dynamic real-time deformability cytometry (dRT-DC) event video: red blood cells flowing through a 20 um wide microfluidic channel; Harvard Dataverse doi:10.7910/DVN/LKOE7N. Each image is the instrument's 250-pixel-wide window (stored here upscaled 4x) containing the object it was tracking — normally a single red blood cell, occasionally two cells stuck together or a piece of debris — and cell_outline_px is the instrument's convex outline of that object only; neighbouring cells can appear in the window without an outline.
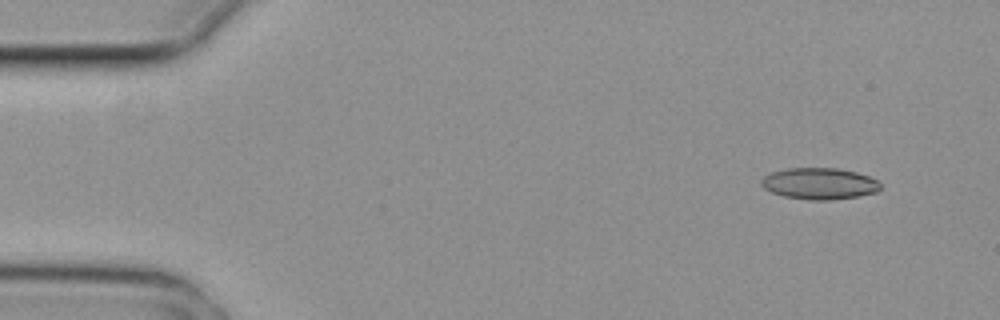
{"species": "common noctule bat (a hibernating species)", "species_latin": "Nyctalus noctula", "temperature_condition": "cold", "stored_images_in_passage": 5, "camera_frame_rate_fps": 3000, "um_per_image_px": 0.085, "animal": {"sex": "female", "body_mass_g": 29.2, "forearm_length_mm": 56.3}, "frame": {"image": 1, "passage_image": 1, "time_ms": 0.0, "image_size_px": [1000, 320], "cell_outline_px": [[880, 188], [876, 192], [860, 196], [828, 200], [808, 200], [784, 196], [772, 192], [764, 188], [760, 184], [760, 180], [764, 176], [772, 172], [788, 168], [836, 168], [856, 172], [868, 176], [876, 180], [880, 184]], "centroid_in_image_um": [69.63, 15.61], "position_along_channel_um": 15.4, "area_um2": 21.79}}
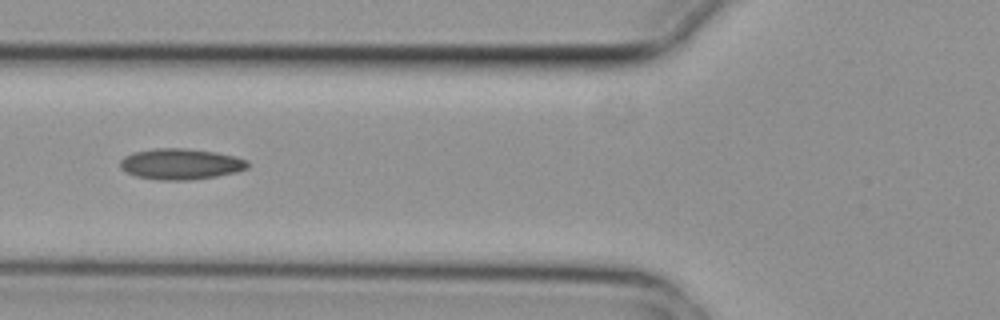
{"frame": {"image": 2, "passage_image": 5, "time_ms": 1.333, "image_size_px": [1000, 320], "cell_outline_px": [[248, 168], [236, 172], [216, 176], [188, 180], [156, 180], [136, 176], [120, 168], [120, 160], [124, 156], [132, 152], [152, 148], [184, 148], [216, 152], [236, 156], [248, 160]], "centroid_in_image_um": [15.35, 13.93], "position_along_channel_um": 110.5, "area_um2": 23.12}}